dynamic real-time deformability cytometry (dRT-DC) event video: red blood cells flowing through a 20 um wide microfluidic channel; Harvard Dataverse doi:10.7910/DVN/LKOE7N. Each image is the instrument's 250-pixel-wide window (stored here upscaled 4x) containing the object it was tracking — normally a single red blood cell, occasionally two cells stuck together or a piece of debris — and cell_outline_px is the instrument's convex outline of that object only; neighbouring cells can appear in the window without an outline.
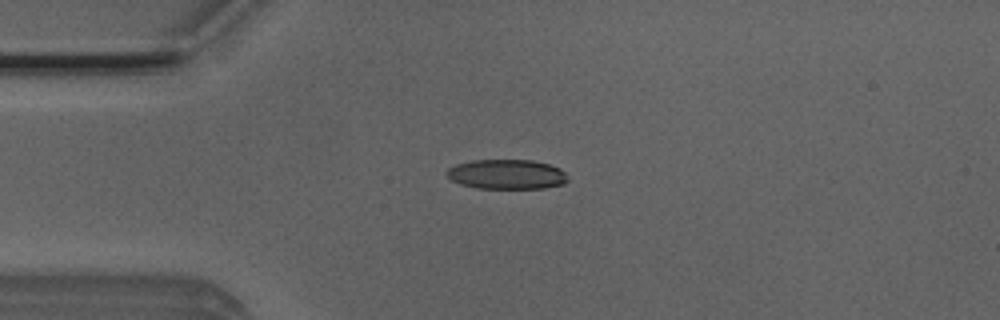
{"species": "Egyptian fruit bat (a non-hibernating species)", "species_latin": "Rousettus aegyptiacus", "temperature_condition": "room temperature", "stored_images_in_passage": 3, "camera_frame_rate_fps": 3000, "um_per_image_px": 0.085, "animal": {"sex": "male"}, "frame": {"image": 1, "passage_image": 3, "time_ms": 0.667, "image_size_px": [1000, 320], "cell_outline_px": [[568, 180], [564, 184], [544, 188], [476, 188], [460, 184], [452, 180], [448, 176], [448, 168], [456, 164], [472, 160], [532, 160], [548, 164], [560, 168], [564, 172]], "centroid_in_image_um": [43.08, 14.81], "position_along_channel_um": 41.9, "area_um2": 20.87}}